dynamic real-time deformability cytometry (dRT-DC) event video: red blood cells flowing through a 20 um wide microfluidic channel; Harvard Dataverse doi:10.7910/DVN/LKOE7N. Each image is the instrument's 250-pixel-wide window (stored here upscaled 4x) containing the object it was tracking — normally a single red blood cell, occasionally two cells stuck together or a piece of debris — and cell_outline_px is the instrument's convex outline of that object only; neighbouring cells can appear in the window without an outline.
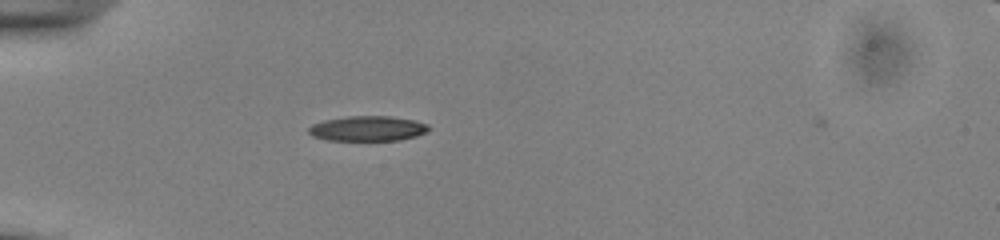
{"species": "common noctule bat (a hibernating species)", "species_latin": "Nyctalus noctula", "temperature_condition": "cold", "stored_images_in_passage": 7, "camera_frame_rate_fps": 3000, "um_per_image_px": 0.085, "animal": {"sex": "male", "body_mass_g": 13.0, "forearm_length_mm": 53.1}, "frame": {"image": 1, "passage_image": 6, "time_ms": 1.667, "image_size_px": [1000, 240], "cell_outline_px": [[432, 128], [428, 132], [416, 136], [400, 140], [324, 140], [312, 136], [308, 132], [308, 128], [312, 124], [324, 120], [348, 116], [392, 116], [416, 120], [428, 124]], "centroid_in_image_um": [31.29, 10.92], "position_along_channel_um": 53.7, "area_um2": 17.8}}